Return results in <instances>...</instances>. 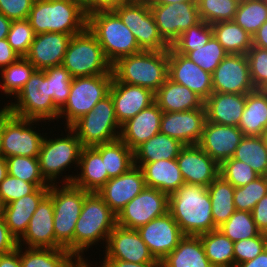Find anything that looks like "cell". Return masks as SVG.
<instances>
[{"label": "cell", "mask_w": 267, "mask_h": 267, "mask_svg": "<svg viewBox=\"0 0 267 267\" xmlns=\"http://www.w3.org/2000/svg\"><path fill=\"white\" fill-rule=\"evenodd\" d=\"M168 212L184 235L199 236L218 229L208 189L203 185L184 183L169 195Z\"/></svg>", "instance_id": "1"}, {"label": "cell", "mask_w": 267, "mask_h": 267, "mask_svg": "<svg viewBox=\"0 0 267 267\" xmlns=\"http://www.w3.org/2000/svg\"><path fill=\"white\" fill-rule=\"evenodd\" d=\"M27 20L35 34L57 32L74 36L87 27L84 8L72 0H35Z\"/></svg>", "instance_id": "2"}, {"label": "cell", "mask_w": 267, "mask_h": 267, "mask_svg": "<svg viewBox=\"0 0 267 267\" xmlns=\"http://www.w3.org/2000/svg\"><path fill=\"white\" fill-rule=\"evenodd\" d=\"M113 77L156 93L168 79V50L141 51L120 58L112 65Z\"/></svg>", "instance_id": "3"}, {"label": "cell", "mask_w": 267, "mask_h": 267, "mask_svg": "<svg viewBox=\"0 0 267 267\" xmlns=\"http://www.w3.org/2000/svg\"><path fill=\"white\" fill-rule=\"evenodd\" d=\"M117 225V215L97 194L90 192L84 199L74 231V257L83 259L82 253L99 240H105Z\"/></svg>", "instance_id": "4"}, {"label": "cell", "mask_w": 267, "mask_h": 267, "mask_svg": "<svg viewBox=\"0 0 267 267\" xmlns=\"http://www.w3.org/2000/svg\"><path fill=\"white\" fill-rule=\"evenodd\" d=\"M87 27L112 65L120 58L142 51L131 30L113 10L91 12L87 15Z\"/></svg>", "instance_id": "5"}, {"label": "cell", "mask_w": 267, "mask_h": 267, "mask_svg": "<svg viewBox=\"0 0 267 267\" xmlns=\"http://www.w3.org/2000/svg\"><path fill=\"white\" fill-rule=\"evenodd\" d=\"M50 185L54 206L55 249L64 248L74 256V231L85 197L90 193L73 184Z\"/></svg>", "instance_id": "6"}, {"label": "cell", "mask_w": 267, "mask_h": 267, "mask_svg": "<svg viewBox=\"0 0 267 267\" xmlns=\"http://www.w3.org/2000/svg\"><path fill=\"white\" fill-rule=\"evenodd\" d=\"M62 65L73 78L113 74L112 64L88 27L71 37Z\"/></svg>", "instance_id": "7"}, {"label": "cell", "mask_w": 267, "mask_h": 267, "mask_svg": "<svg viewBox=\"0 0 267 267\" xmlns=\"http://www.w3.org/2000/svg\"><path fill=\"white\" fill-rule=\"evenodd\" d=\"M15 98L17 103L11 102L5 108L17 117L40 122L58 119L59 109L50 96L49 78L43 70H35Z\"/></svg>", "instance_id": "8"}, {"label": "cell", "mask_w": 267, "mask_h": 267, "mask_svg": "<svg viewBox=\"0 0 267 267\" xmlns=\"http://www.w3.org/2000/svg\"><path fill=\"white\" fill-rule=\"evenodd\" d=\"M70 128L83 147H93L119 139L121 125L116 119L111 95L108 94L98 101L89 113L81 116Z\"/></svg>", "instance_id": "9"}, {"label": "cell", "mask_w": 267, "mask_h": 267, "mask_svg": "<svg viewBox=\"0 0 267 267\" xmlns=\"http://www.w3.org/2000/svg\"><path fill=\"white\" fill-rule=\"evenodd\" d=\"M112 79L113 74L74 77L67 102L59 110L58 119L65 117L66 127H70L89 113L98 101L109 94Z\"/></svg>", "instance_id": "10"}, {"label": "cell", "mask_w": 267, "mask_h": 267, "mask_svg": "<svg viewBox=\"0 0 267 267\" xmlns=\"http://www.w3.org/2000/svg\"><path fill=\"white\" fill-rule=\"evenodd\" d=\"M66 128L70 135L49 140L44 137L38 155L41 174L49 185L59 183L55 182L57 177L63 174L62 171L66 168H70L68 166L71 163L79 166L83 146L76 133L70 127Z\"/></svg>", "instance_id": "11"}, {"label": "cell", "mask_w": 267, "mask_h": 267, "mask_svg": "<svg viewBox=\"0 0 267 267\" xmlns=\"http://www.w3.org/2000/svg\"><path fill=\"white\" fill-rule=\"evenodd\" d=\"M113 11L131 30L142 51L169 50L170 46L159 34L149 3L127 0Z\"/></svg>", "instance_id": "12"}, {"label": "cell", "mask_w": 267, "mask_h": 267, "mask_svg": "<svg viewBox=\"0 0 267 267\" xmlns=\"http://www.w3.org/2000/svg\"><path fill=\"white\" fill-rule=\"evenodd\" d=\"M37 122L39 120L20 118L2 108L3 157H38L44 137L33 130V123Z\"/></svg>", "instance_id": "13"}, {"label": "cell", "mask_w": 267, "mask_h": 267, "mask_svg": "<svg viewBox=\"0 0 267 267\" xmlns=\"http://www.w3.org/2000/svg\"><path fill=\"white\" fill-rule=\"evenodd\" d=\"M160 36L169 45L182 33L201 21L197 1L175 4H149Z\"/></svg>", "instance_id": "14"}, {"label": "cell", "mask_w": 267, "mask_h": 267, "mask_svg": "<svg viewBox=\"0 0 267 267\" xmlns=\"http://www.w3.org/2000/svg\"><path fill=\"white\" fill-rule=\"evenodd\" d=\"M169 195L155 188L145 187L117 215V225L138 229L154 218L168 212Z\"/></svg>", "instance_id": "15"}, {"label": "cell", "mask_w": 267, "mask_h": 267, "mask_svg": "<svg viewBox=\"0 0 267 267\" xmlns=\"http://www.w3.org/2000/svg\"><path fill=\"white\" fill-rule=\"evenodd\" d=\"M213 92L248 94L255 90L246 54H228L212 73Z\"/></svg>", "instance_id": "16"}, {"label": "cell", "mask_w": 267, "mask_h": 267, "mask_svg": "<svg viewBox=\"0 0 267 267\" xmlns=\"http://www.w3.org/2000/svg\"><path fill=\"white\" fill-rule=\"evenodd\" d=\"M105 243L104 259H118L132 263L161 262L150 252L137 229L116 225Z\"/></svg>", "instance_id": "17"}, {"label": "cell", "mask_w": 267, "mask_h": 267, "mask_svg": "<svg viewBox=\"0 0 267 267\" xmlns=\"http://www.w3.org/2000/svg\"><path fill=\"white\" fill-rule=\"evenodd\" d=\"M137 231L153 256L160 261L172 252L185 236L169 212L140 226Z\"/></svg>", "instance_id": "18"}, {"label": "cell", "mask_w": 267, "mask_h": 267, "mask_svg": "<svg viewBox=\"0 0 267 267\" xmlns=\"http://www.w3.org/2000/svg\"><path fill=\"white\" fill-rule=\"evenodd\" d=\"M168 78L186 86L204 101L213 92L212 74L204 71L187 56L168 50Z\"/></svg>", "instance_id": "19"}, {"label": "cell", "mask_w": 267, "mask_h": 267, "mask_svg": "<svg viewBox=\"0 0 267 267\" xmlns=\"http://www.w3.org/2000/svg\"><path fill=\"white\" fill-rule=\"evenodd\" d=\"M207 121L205 108L184 112H163L160 132L184 145H198Z\"/></svg>", "instance_id": "20"}, {"label": "cell", "mask_w": 267, "mask_h": 267, "mask_svg": "<svg viewBox=\"0 0 267 267\" xmlns=\"http://www.w3.org/2000/svg\"><path fill=\"white\" fill-rule=\"evenodd\" d=\"M176 161L184 183L208 187L219 176L220 165L199 145H185Z\"/></svg>", "instance_id": "21"}, {"label": "cell", "mask_w": 267, "mask_h": 267, "mask_svg": "<svg viewBox=\"0 0 267 267\" xmlns=\"http://www.w3.org/2000/svg\"><path fill=\"white\" fill-rule=\"evenodd\" d=\"M146 187L143 172L134 165L120 176L110 178L97 194L116 214Z\"/></svg>", "instance_id": "22"}, {"label": "cell", "mask_w": 267, "mask_h": 267, "mask_svg": "<svg viewBox=\"0 0 267 267\" xmlns=\"http://www.w3.org/2000/svg\"><path fill=\"white\" fill-rule=\"evenodd\" d=\"M244 134L238 126L206 121L198 145L219 165L234 156Z\"/></svg>", "instance_id": "23"}, {"label": "cell", "mask_w": 267, "mask_h": 267, "mask_svg": "<svg viewBox=\"0 0 267 267\" xmlns=\"http://www.w3.org/2000/svg\"><path fill=\"white\" fill-rule=\"evenodd\" d=\"M109 94L113 99L115 116L120 125L155 102V93L151 90L118 82L114 77Z\"/></svg>", "instance_id": "24"}, {"label": "cell", "mask_w": 267, "mask_h": 267, "mask_svg": "<svg viewBox=\"0 0 267 267\" xmlns=\"http://www.w3.org/2000/svg\"><path fill=\"white\" fill-rule=\"evenodd\" d=\"M71 37L57 32L36 34L25 58L36 70L62 65Z\"/></svg>", "instance_id": "25"}, {"label": "cell", "mask_w": 267, "mask_h": 267, "mask_svg": "<svg viewBox=\"0 0 267 267\" xmlns=\"http://www.w3.org/2000/svg\"><path fill=\"white\" fill-rule=\"evenodd\" d=\"M53 216L54 206L52 197L47 194L33 213L26 232L18 240V245L24 243V245L27 244L25 246H28V248L55 249Z\"/></svg>", "instance_id": "26"}, {"label": "cell", "mask_w": 267, "mask_h": 267, "mask_svg": "<svg viewBox=\"0 0 267 267\" xmlns=\"http://www.w3.org/2000/svg\"><path fill=\"white\" fill-rule=\"evenodd\" d=\"M163 111L156 102L121 125L120 139L134 151L160 132Z\"/></svg>", "instance_id": "27"}, {"label": "cell", "mask_w": 267, "mask_h": 267, "mask_svg": "<svg viewBox=\"0 0 267 267\" xmlns=\"http://www.w3.org/2000/svg\"><path fill=\"white\" fill-rule=\"evenodd\" d=\"M78 167L81 168V173L77 176L66 175L63 178L65 184H73L88 192H97L108 181L102 156L94 147L82 148Z\"/></svg>", "instance_id": "28"}, {"label": "cell", "mask_w": 267, "mask_h": 267, "mask_svg": "<svg viewBox=\"0 0 267 267\" xmlns=\"http://www.w3.org/2000/svg\"><path fill=\"white\" fill-rule=\"evenodd\" d=\"M246 104V94L212 92L205 100L208 122L238 126Z\"/></svg>", "instance_id": "29"}, {"label": "cell", "mask_w": 267, "mask_h": 267, "mask_svg": "<svg viewBox=\"0 0 267 267\" xmlns=\"http://www.w3.org/2000/svg\"><path fill=\"white\" fill-rule=\"evenodd\" d=\"M48 192L49 187H38L33 193L5 205L3 218L17 241L26 232L33 213Z\"/></svg>", "instance_id": "30"}, {"label": "cell", "mask_w": 267, "mask_h": 267, "mask_svg": "<svg viewBox=\"0 0 267 267\" xmlns=\"http://www.w3.org/2000/svg\"><path fill=\"white\" fill-rule=\"evenodd\" d=\"M155 102L163 112H184L205 108V101L201 97L169 78L155 93Z\"/></svg>", "instance_id": "31"}, {"label": "cell", "mask_w": 267, "mask_h": 267, "mask_svg": "<svg viewBox=\"0 0 267 267\" xmlns=\"http://www.w3.org/2000/svg\"><path fill=\"white\" fill-rule=\"evenodd\" d=\"M140 168L146 187L155 188L170 195L184 184L176 159L144 163Z\"/></svg>", "instance_id": "32"}, {"label": "cell", "mask_w": 267, "mask_h": 267, "mask_svg": "<svg viewBox=\"0 0 267 267\" xmlns=\"http://www.w3.org/2000/svg\"><path fill=\"white\" fill-rule=\"evenodd\" d=\"M238 127L244 136H266L267 90L255 89L246 94V104Z\"/></svg>", "instance_id": "33"}, {"label": "cell", "mask_w": 267, "mask_h": 267, "mask_svg": "<svg viewBox=\"0 0 267 267\" xmlns=\"http://www.w3.org/2000/svg\"><path fill=\"white\" fill-rule=\"evenodd\" d=\"M161 267H214L207 258L199 236L185 235L163 260Z\"/></svg>", "instance_id": "34"}, {"label": "cell", "mask_w": 267, "mask_h": 267, "mask_svg": "<svg viewBox=\"0 0 267 267\" xmlns=\"http://www.w3.org/2000/svg\"><path fill=\"white\" fill-rule=\"evenodd\" d=\"M184 146L179 140L159 132L133 151L134 165L140 167L144 163L176 159Z\"/></svg>", "instance_id": "35"}, {"label": "cell", "mask_w": 267, "mask_h": 267, "mask_svg": "<svg viewBox=\"0 0 267 267\" xmlns=\"http://www.w3.org/2000/svg\"><path fill=\"white\" fill-rule=\"evenodd\" d=\"M93 147L102 156L108 180L122 175L134 166L133 151L120 138Z\"/></svg>", "instance_id": "36"}, {"label": "cell", "mask_w": 267, "mask_h": 267, "mask_svg": "<svg viewBox=\"0 0 267 267\" xmlns=\"http://www.w3.org/2000/svg\"><path fill=\"white\" fill-rule=\"evenodd\" d=\"M207 189L211 199L214 225L218 228L236 211L233 201L235 187L219 175Z\"/></svg>", "instance_id": "37"}, {"label": "cell", "mask_w": 267, "mask_h": 267, "mask_svg": "<svg viewBox=\"0 0 267 267\" xmlns=\"http://www.w3.org/2000/svg\"><path fill=\"white\" fill-rule=\"evenodd\" d=\"M19 255L22 267H70L76 258L64 248H28ZM73 259V260H72Z\"/></svg>", "instance_id": "38"}, {"label": "cell", "mask_w": 267, "mask_h": 267, "mask_svg": "<svg viewBox=\"0 0 267 267\" xmlns=\"http://www.w3.org/2000/svg\"><path fill=\"white\" fill-rule=\"evenodd\" d=\"M213 35L228 54H246L252 47V36L234 20L211 24Z\"/></svg>", "instance_id": "39"}, {"label": "cell", "mask_w": 267, "mask_h": 267, "mask_svg": "<svg viewBox=\"0 0 267 267\" xmlns=\"http://www.w3.org/2000/svg\"><path fill=\"white\" fill-rule=\"evenodd\" d=\"M205 254L214 267H234V243L220 230L199 235Z\"/></svg>", "instance_id": "40"}, {"label": "cell", "mask_w": 267, "mask_h": 267, "mask_svg": "<svg viewBox=\"0 0 267 267\" xmlns=\"http://www.w3.org/2000/svg\"><path fill=\"white\" fill-rule=\"evenodd\" d=\"M233 158L247 163L260 176H267V137L244 136Z\"/></svg>", "instance_id": "41"}, {"label": "cell", "mask_w": 267, "mask_h": 267, "mask_svg": "<svg viewBox=\"0 0 267 267\" xmlns=\"http://www.w3.org/2000/svg\"><path fill=\"white\" fill-rule=\"evenodd\" d=\"M234 21L248 34L253 36L256 31L267 21L266 0L240 1Z\"/></svg>", "instance_id": "42"}, {"label": "cell", "mask_w": 267, "mask_h": 267, "mask_svg": "<svg viewBox=\"0 0 267 267\" xmlns=\"http://www.w3.org/2000/svg\"><path fill=\"white\" fill-rule=\"evenodd\" d=\"M35 70V67L25 57H20L0 71V78L3 82L1 91L9 96H17Z\"/></svg>", "instance_id": "43"}, {"label": "cell", "mask_w": 267, "mask_h": 267, "mask_svg": "<svg viewBox=\"0 0 267 267\" xmlns=\"http://www.w3.org/2000/svg\"><path fill=\"white\" fill-rule=\"evenodd\" d=\"M218 230L233 243L261 234V231L253 220L252 213L238 210L225 223L219 226Z\"/></svg>", "instance_id": "44"}, {"label": "cell", "mask_w": 267, "mask_h": 267, "mask_svg": "<svg viewBox=\"0 0 267 267\" xmlns=\"http://www.w3.org/2000/svg\"><path fill=\"white\" fill-rule=\"evenodd\" d=\"M8 174L38 187H50L43 178L38 157L12 156L6 158Z\"/></svg>", "instance_id": "45"}, {"label": "cell", "mask_w": 267, "mask_h": 267, "mask_svg": "<svg viewBox=\"0 0 267 267\" xmlns=\"http://www.w3.org/2000/svg\"><path fill=\"white\" fill-rule=\"evenodd\" d=\"M200 19L208 24L234 20L238 0H197Z\"/></svg>", "instance_id": "46"}, {"label": "cell", "mask_w": 267, "mask_h": 267, "mask_svg": "<svg viewBox=\"0 0 267 267\" xmlns=\"http://www.w3.org/2000/svg\"><path fill=\"white\" fill-rule=\"evenodd\" d=\"M213 35L211 24L201 20L190 27L172 44V48L179 54L187 55L189 52L203 47Z\"/></svg>", "instance_id": "47"}, {"label": "cell", "mask_w": 267, "mask_h": 267, "mask_svg": "<svg viewBox=\"0 0 267 267\" xmlns=\"http://www.w3.org/2000/svg\"><path fill=\"white\" fill-rule=\"evenodd\" d=\"M265 195H267V176H259L242 187H235L233 197L235 209L251 212Z\"/></svg>", "instance_id": "48"}, {"label": "cell", "mask_w": 267, "mask_h": 267, "mask_svg": "<svg viewBox=\"0 0 267 267\" xmlns=\"http://www.w3.org/2000/svg\"><path fill=\"white\" fill-rule=\"evenodd\" d=\"M227 55L228 53L212 35L203 47L189 52L186 56L204 71L212 74Z\"/></svg>", "instance_id": "49"}, {"label": "cell", "mask_w": 267, "mask_h": 267, "mask_svg": "<svg viewBox=\"0 0 267 267\" xmlns=\"http://www.w3.org/2000/svg\"><path fill=\"white\" fill-rule=\"evenodd\" d=\"M43 71L49 78L50 96L60 110L67 102L73 77L63 65L49 67Z\"/></svg>", "instance_id": "50"}, {"label": "cell", "mask_w": 267, "mask_h": 267, "mask_svg": "<svg viewBox=\"0 0 267 267\" xmlns=\"http://www.w3.org/2000/svg\"><path fill=\"white\" fill-rule=\"evenodd\" d=\"M219 175L234 187H242L260 176L250 165L233 157L220 164Z\"/></svg>", "instance_id": "51"}, {"label": "cell", "mask_w": 267, "mask_h": 267, "mask_svg": "<svg viewBox=\"0 0 267 267\" xmlns=\"http://www.w3.org/2000/svg\"><path fill=\"white\" fill-rule=\"evenodd\" d=\"M35 35L27 19L13 20L7 35V40L12 49L20 57H25L34 41Z\"/></svg>", "instance_id": "52"}, {"label": "cell", "mask_w": 267, "mask_h": 267, "mask_svg": "<svg viewBox=\"0 0 267 267\" xmlns=\"http://www.w3.org/2000/svg\"><path fill=\"white\" fill-rule=\"evenodd\" d=\"M246 56L254 88L267 90V49L252 46Z\"/></svg>", "instance_id": "53"}, {"label": "cell", "mask_w": 267, "mask_h": 267, "mask_svg": "<svg viewBox=\"0 0 267 267\" xmlns=\"http://www.w3.org/2000/svg\"><path fill=\"white\" fill-rule=\"evenodd\" d=\"M267 248V234L261 233L253 238L234 243V267L240 263L250 261Z\"/></svg>", "instance_id": "54"}, {"label": "cell", "mask_w": 267, "mask_h": 267, "mask_svg": "<svg viewBox=\"0 0 267 267\" xmlns=\"http://www.w3.org/2000/svg\"><path fill=\"white\" fill-rule=\"evenodd\" d=\"M37 187L30 182H25L19 178L7 175L0 183V197L7 205L23 196L33 193Z\"/></svg>", "instance_id": "55"}, {"label": "cell", "mask_w": 267, "mask_h": 267, "mask_svg": "<svg viewBox=\"0 0 267 267\" xmlns=\"http://www.w3.org/2000/svg\"><path fill=\"white\" fill-rule=\"evenodd\" d=\"M35 0H0V13L13 20L28 19Z\"/></svg>", "instance_id": "56"}, {"label": "cell", "mask_w": 267, "mask_h": 267, "mask_svg": "<svg viewBox=\"0 0 267 267\" xmlns=\"http://www.w3.org/2000/svg\"><path fill=\"white\" fill-rule=\"evenodd\" d=\"M18 246L17 239L10 233L4 218H0V254L14 251Z\"/></svg>", "instance_id": "57"}, {"label": "cell", "mask_w": 267, "mask_h": 267, "mask_svg": "<svg viewBox=\"0 0 267 267\" xmlns=\"http://www.w3.org/2000/svg\"><path fill=\"white\" fill-rule=\"evenodd\" d=\"M251 213L253 220L261 233L267 234V195L259 200Z\"/></svg>", "instance_id": "58"}, {"label": "cell", "mask_w": 267, "mask_h": 267, "mask_svg": "<svg viewBox=\"0 0 267 267\" xmlns=\"http://www.w3.org/2000/svg\"><path fill=\"white\" fill-rule=\"evenodd\" d=\"M19 58L20 56L12 49L7 38L0 39V71Z\"/></svg>", "instance_id": "59"}, {"label": "cell", "mask_w": 267, "mask_h": 267, "mask_svg": "<svg viewBox=\"0 0 267 267\" xmlns=\"http://www.w3.org/2000/svg\"><path fill=\"white\" fill-rule=\"evenodd\" d=\"M102 263L100 267H161V262L132 263L118 259H104Z\"/></svg>", "instance_id": "60"}, {"label": "cell", "mask_w": 267, "mask_h": 267, "mask_svg": "<svg viewBox=\"0 0 267 267\" xmlns=\"http://www.w3.org/2000/svg\"><path fill=\"white\" fill-rule=\"evenodd\" d=\"M127 0H89L88 14L98 10H113Z\"/></svg>", "instance_id": "61"}, {"label": "cell", "mask_w": 267, "mask_h": 267, "mask_svg": "<svg viewBox=\"0 0 267 267\" xmlns=\"http://www.w3.org/2000/svg\"><path fill=\"white\" fill-rule=\"evenodd\" d=\"M0 267H22L19 255V245L7 254H0Z\"/></svg>", "instance_id": "62"}, {"label": "cell", "mask_w": 267, "mask_h": 267, "mask_svg": "<svg viewBox=\"0 0 267 267\" xmlns=\"http://www.w3.org/2000/svg\"><path fill=\"white\" fill-rule=\"evenodd\" d=\"M252 46L267 49V21L252 36Z\"/></svg>", "instance_id": "63"}, {"label": "cell", "mask_w": 267, "mask_h": 267, "mask_svg": "<svg viewBox=\"0 0 267 267\" xmlns=\"http://www.w3.org/2000/svg\"><path fill=\"white\" fill-rule=\"evenodd\" d=\"M235 267H267V248L254 259L240 263Z\"/></svg>", "instance_id": "64"}, {"label": "cell", "mask_w": 267, "mask_h": 267, "mask_svg": "<svg viewBox=\"0 0 267 267\" xmlns=\"http://www.w3.org/2000/svg\"><path fill=\"white\" fill-rule=\"evenodd\" d=\"M12 21L0 13V39L7 38Z\"/></svg>", "instance_id": "65"}, {"label": "cell", "mask_w": 267, "mask_h": 267, "mask_svg": "<svg viewBox=\"0 0 267 267\" xmlns=\"http://www.w3.org/2000/svg\"><path fill=\"white\" fill-rule=\"evenodd\" d=\"M8 175L7 161L5 157H0V183Z\"/></svg>", "instance_id": "66"}, {"label": "cell", "mask_w": 267, "mask_h": 267, "mask_svg": "<svg viewBox=\"0 0 267 267\" xmlns=\"http://www.w3.org/2000/svg\"><path fill=\"white\" fill-rule=\"evenodd\" d=\"M186 1H197V0H154L153 2L149 4H172V3H180V2H186Z\"/></svg>", "instance_id": "67"}, {"label": "cell", "mask_w": 267, "mask_h": 267, "mask_svg": "<svg viewBox=\"0 0 267 267\" xmlns=\"http://www.w3.org/2000/svg\"><path fill=\"white\" fill-rule=\"evenodd\" d=\"M86 261L87 260H84V258L74 260L70 267H91V265H89V263H87Z\"/></svg>", "instance_id": "68"}, {"label": "cell", "mask_w": 267, "mask_h": 267, "mask_svg": "<svg viewBox=\"0 0 267 267\" xmlns=\"http://www.w3.org/2000/svg\"><path fill=\"white\" fill-rule=\"evenodd\" d=\"M2 156V109H0V157Z\"/></svg>", "instance_id": "69"}, {"label": "cell", "mask_w": 267, "mask_h": 267, "mask_svg": "<svg viewBox=\"0 0 267 267\" xmlns=\"http://www.w3.org/2000/svg\"><path fill=\"white\" fill-rule=\"evenodd\" d=\"M72 1L79 3L84 8L86 14L88 15V1L89 0H72Z\"/></svg>", "instance_id": "70"}, {"label": "cell", "mask_w": 267, "mask_h": 267, "mask_svg": "<svg viewBox=\"0 0 267 267\" xmlns=\"http://www.w3.org/2000/svg\"><path fill=\"white\" fill-rule=\"evenodd\" d=\"M4 209H5V204H4L3 200L0 197V218L4 217Z\"/></svg>", "instance_id": "71"}, {"label": "cell", "mask_w": 267, "mask_h": 267, "mask_svg": "<svg viewBox=\"0 0 267 267\" xmlns=\"http://www.w3.org/2000/svg\"><path fill=\"white\" fill-rule=\"evenodd\" d=\"M128 1L151 3V2H153L154 0H128Z\"/></svg>", "instance_id": "72"}]
</instances>
